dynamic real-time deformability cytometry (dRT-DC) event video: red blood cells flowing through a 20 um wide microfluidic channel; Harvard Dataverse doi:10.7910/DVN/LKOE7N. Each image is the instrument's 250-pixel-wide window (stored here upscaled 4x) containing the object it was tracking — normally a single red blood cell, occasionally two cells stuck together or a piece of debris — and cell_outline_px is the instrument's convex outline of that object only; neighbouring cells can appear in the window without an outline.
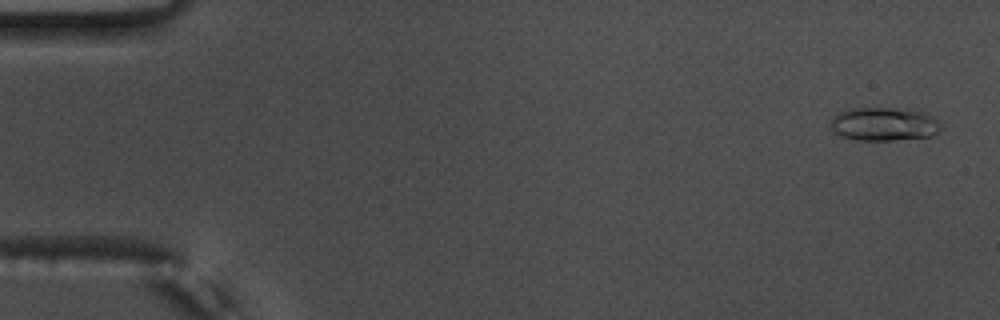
{"species": "common noctule bat (a hibernating species)", "species_latin": "Nyctalus noctula", "temperature_condition": "warm", "stored_images_in_passage": 51, "camera_frame_rate_fps": 3000, "um_per_image_px": 0.085, "animal": {"sex": "male", "body_mass_g": 17.5, "forearm_length_mm": 52.3}, "frame": {"image": 1, "passage_image": 3, "time_ms": 0.667, "image_size_px": [1000, 320], "cell_outline_px": [[940, 132], [932, 136], [892, 140], [856, 140], [840, 136], [832, 132], [832, 120], [840, 112], [852, 108], [912, 108], [928, 112], [936, 116], [940, 124]], "centroid_in_image_um": [75.23, 10.53], "position_along_channel_um": 9.8, "area_um2": 21.91}}
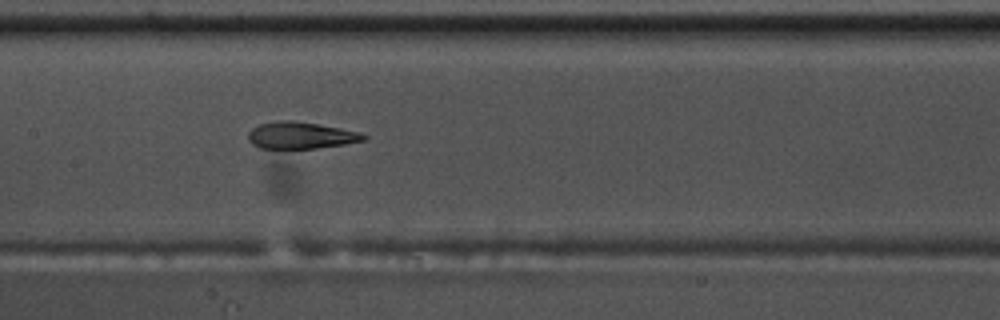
{"frame": {"image": 2, "passage_image": 28, "time_ms": 9.0, "image_size_px": [1000, 320], "cell_outline_px": [[368, 140], [344, 144], [316, 148], [260, 148], [252, 144], [248, 140], [248, 132], [252, 128], [260, 124], [280, 120], [292, 120], [340, 128], [360, 132], [368, 136]], "centroid_in_image_um": [25.57, 11.51], "position_along_channel_um": 181.8, "area_um2": 17.98}}
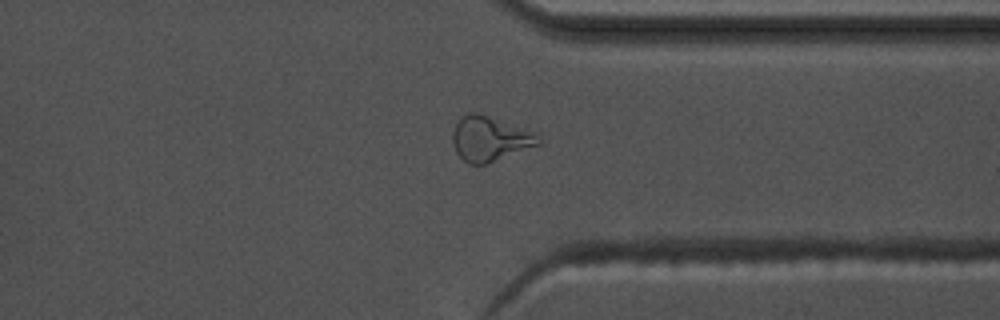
{"frame": {"image": 3, "passage_image": 43, "time_ms": 14.0, "image_size_px": [1000, 320], "cell_outline_px": [[540, 144], [484, 164], [468, 164], [456, 152], [452, 144], [452, 132], [456, 120], [468, 112], [476, 112], [488, 116], [528, 132], [536, 136], [540, 140]], "centroid_in_image_um": [41.5, 11.8], "position_along_channel_um": 369.9, "area_um2": 21.62}, "authors_computed_cell_mechanics": {"area_um2": 19.1318, "velocity_mm_per_s": 3.7758, "shape_relaxation_time_tau1_ms": 7.8602, "shape_relaxation_time_tau2_ms": 1.8669, "deformation_change_tau1": 0.2512, "deformation_change_tau2": 0.0955}}